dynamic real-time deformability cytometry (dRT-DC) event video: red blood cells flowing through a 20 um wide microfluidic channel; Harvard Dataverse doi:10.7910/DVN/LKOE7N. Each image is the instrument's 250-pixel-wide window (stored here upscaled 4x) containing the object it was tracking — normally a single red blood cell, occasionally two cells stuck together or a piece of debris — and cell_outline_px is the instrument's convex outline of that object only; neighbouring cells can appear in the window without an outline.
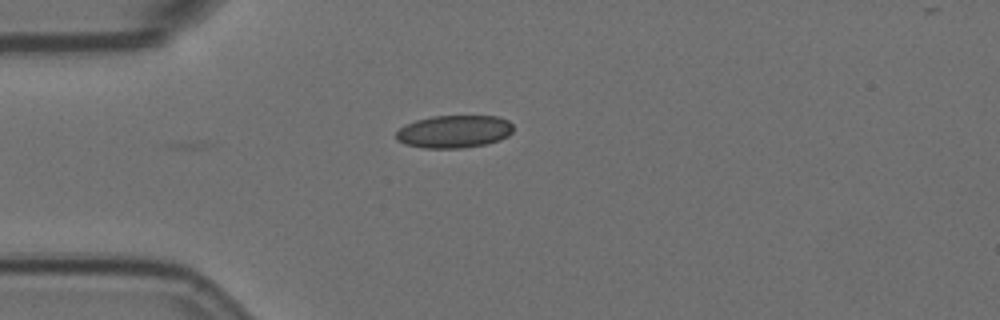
{"species": "Egyptian fruit bat (a non-hibernating species)", "species_latin": "Rousettus aegyptiacus", "temperature_condition": "room temperature", "stored_images_in_passage": 6, "camera_frame_rate_fps": 3000, "um_per_image_px": 0.085, "animal": {"sex": "female"}, "frame": {"image": 1, "passage_image": 3, "time_ms": 0.667, "image_size_px": [1000, 320], "cell_outline_px": [[512, 132], [508, 136], [500, 140], [488, 144], [460, 148], [424, 148], [404, 144], [396, 140], [396, 132], [404, 124], [416, 120], [432, 116], [500, 116], [508, 120], [512, 124]], "centroid_in_image_um": [38.6, 11.18], "position_along_channel_um": 46.4, "area_um2": 22.54}}
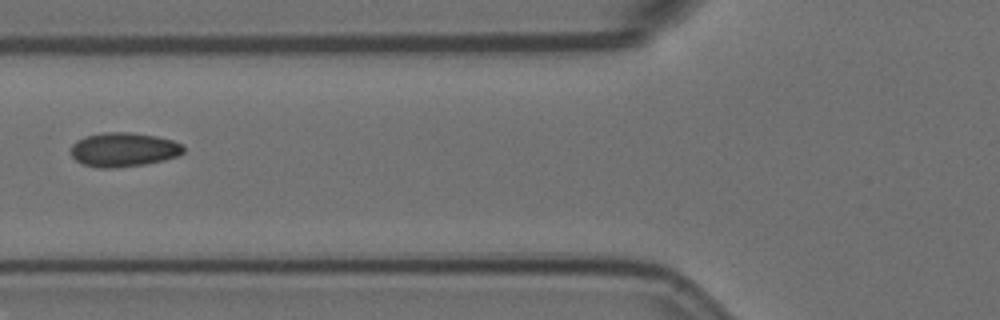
{"frame": {"image": 2, "passage_image": 5, "time_ms": 1.333, "image_size_px": [1000, 320], "cell_outline_px": [[184, 152], [180, 156], [164, 160], [144, 164], [112, 168], [100, 168], [84, 164], [76, 160], [72, 156], [72, 144], [76, 140], [84, 136], [104, 132], [128, 132], [156, 136], [172, 140], [184, 144]], "centroid_in_image_um": [10.53, 12.71], "position_along_channel_um": 115.3, "area_um2": 22.48}}
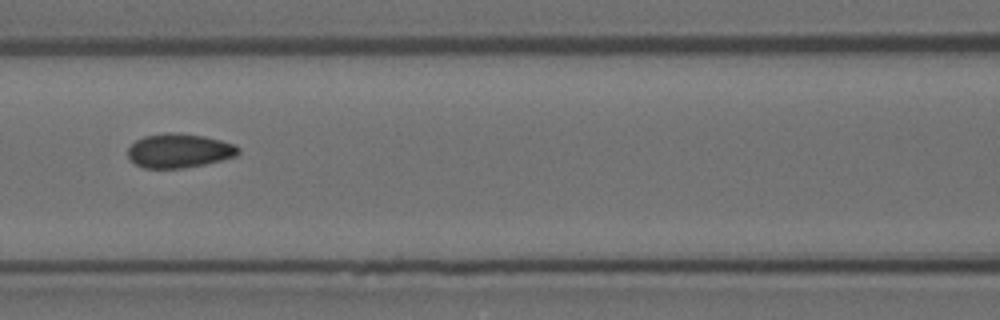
{"frame": {"image": 3, "passage_image": 6, "time_ms": 1.667, "image_size_px": [1000, 320], "cell_outline_px": [[240, 152], [236, 156], [204, 164], [184, 168], [144, 168], [128, 160], [128, 148], [136, 140], [144, 136], [168, 132], [172, 132], [204, 136], [220, 140], [232, 144], [240, 148]], "centroid_in_image_um": [15.2, 12.81], "position_along_channel_um": 151.4, "area_um2": 21.91}}